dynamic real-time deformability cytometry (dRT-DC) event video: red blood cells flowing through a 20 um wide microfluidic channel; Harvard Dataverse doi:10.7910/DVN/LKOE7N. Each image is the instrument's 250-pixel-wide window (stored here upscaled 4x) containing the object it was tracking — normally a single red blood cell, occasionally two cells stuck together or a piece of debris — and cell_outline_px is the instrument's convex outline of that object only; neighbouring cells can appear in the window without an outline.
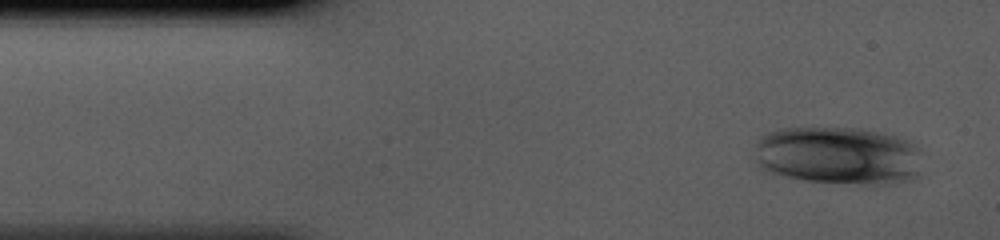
{"species": "human", "species_latin": "Homo sapiens", "temperature_condition": "cold", "stored_images_in_passage": 40, "camera_frame_rate_fps": 3000, "um_per_image_px": 0.085, "donor": {"sex": "male"}, "frame": {"image": 1, "passage_image": 1, "time_ms": 0.0, "image_size_px": [1000, 240], "cell_outline_px": [[916, 176], [908, 180], [896, 184], [872, 188], [804, 180], [772, 176], [760, 168], [756, 164], [756, 144], [760, 136], [768, 132], [780, 128], [860, 128], [892, 136], [904, 140], [916, 148]], "centroid_in_image_um": [71.13, 13.29], "position_along_channel_um": 13.9, "area_um2": 57.57}}
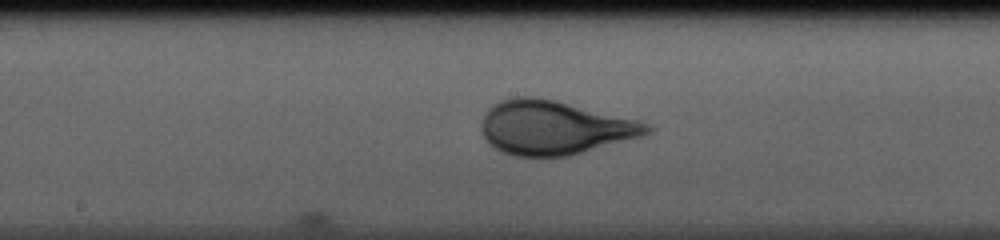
{"frame": {"image": 2, "passage_image": 19, "time_ms": 6.0, "image_size_px": [1000, 240], "cell_outline_px": [[652, 132], [644, 136], [568, 156], [512, 156], [500, 152], [484, 136], [480, 128], [480, 124], [488, 108], [500, 100], [516, 96], [532, 96], [556, 100], [636, 120], [648, 124], [652, 128]], "centroid_in_image_um": [47.1, 10.85], "position_along_channel_um": 201.1, "area_um2": 51.9}}
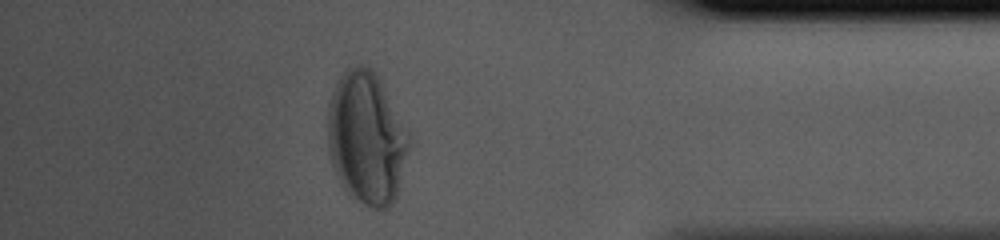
{"frame": {"image": 3, "passage_image": 35, "time_ms": 11.333, "image_size_px": [1000, 240], "cell_outline_px": [[412, 140], [396, 196], [392, 204], [388, 208], [372, 208], [364, 204], [344, 192], [340, 184], [332, 164], [328, 152], [328, 104], [336, 80], [348, 68], [356, 64], [364, 64], [372, 68], [376, 72], [408, 128]], "centroid_in_image_um": [31.16, 11.71], "position_along_channel_um": 404.0, "area_um2": 63.7}}